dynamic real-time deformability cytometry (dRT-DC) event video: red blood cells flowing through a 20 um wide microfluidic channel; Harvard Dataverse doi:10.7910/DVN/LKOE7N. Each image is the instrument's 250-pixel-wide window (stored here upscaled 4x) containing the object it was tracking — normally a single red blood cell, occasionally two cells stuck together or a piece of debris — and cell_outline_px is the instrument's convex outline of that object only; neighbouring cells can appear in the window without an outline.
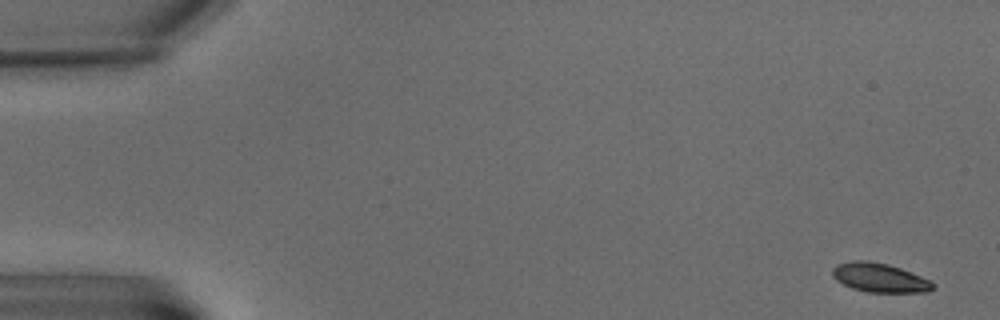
{"species": "common noctule bat (a hibernating species)", "species_latin": "Nyctalus noctula", "temperature_condition": "warm", "stored_images_in_passage": 7, "camera_frame_rate_fps": 3000, "um_per_image_px": 0.085, "animal": {"sex": "male", "body_mass_g": 15.6}, "frame": {"image": 1, "passage_image": 1, "time_ms": 0.0, "image_size_px": [1000, 320], "cell_outline_px": [[936, 288], [928, 292], [868, 292], [852, 288], [836, 280], [832, 276], [832, 268], [836, 264], [852, 260], [868, 260], [888, 264], [900, 268], [920, 276], [936, 284]], "centroid_in_image_um": [74.76, 23.6], "position_along_channel_um": 10.2, "area_um2": 17.11}}
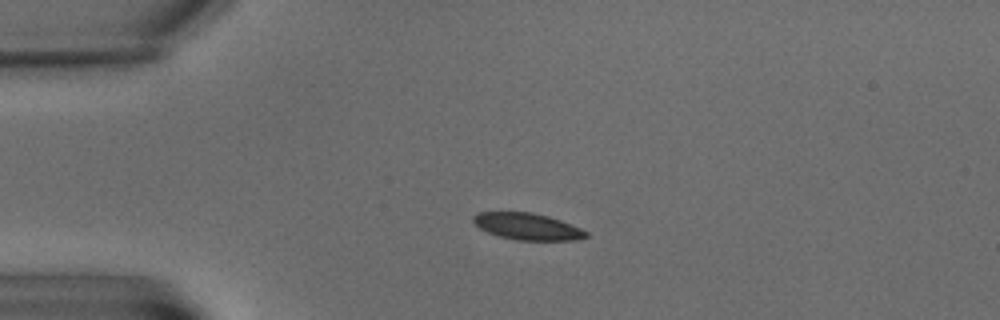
{"frame": {"image": 2, "passage_image": 3, "time_ms": 5.0, "image_size_px": [1000, 320], "cell_outline_px": [[588, 236], [576, 240], [516, 240], [500, 236], [488, 232], [480, 228], [472, 220], [472, 216], [476, 212], [532, 212], [548, 216], [560, 220], [580, 228], [588, 232]], "centroid_in_image_um": [44.82, 19.24], "position_along_channel_um": 40.2, "area_um2": 17.46}}
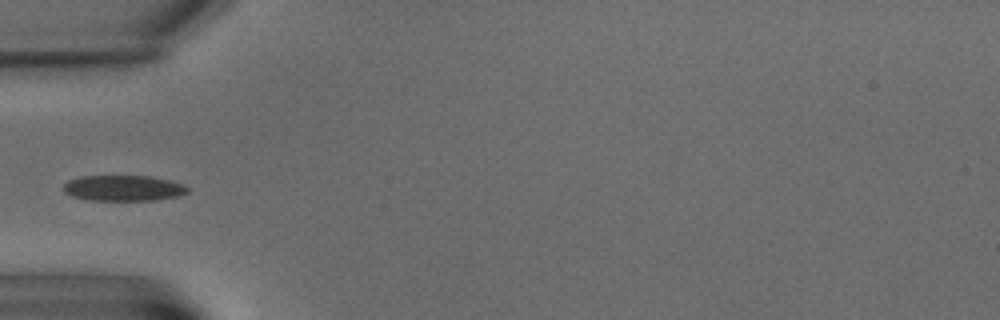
{"frame": {"image": 3, "passage_image": 5, "time_ms": 7.333, "image_size_px": [1000, 320], "cell_outline_px": [[188, 192], [176, 196], [152, 200], [88, 200], [72, 196], [64, 192], [64, 184], [68, 180], [80, 176], [152, 176], [184, 184], [188, 188]], "centroid_in_image_um": [10.46, 15.98], "position_along_channel_um": 74.5, "area_um2": 18.5}}